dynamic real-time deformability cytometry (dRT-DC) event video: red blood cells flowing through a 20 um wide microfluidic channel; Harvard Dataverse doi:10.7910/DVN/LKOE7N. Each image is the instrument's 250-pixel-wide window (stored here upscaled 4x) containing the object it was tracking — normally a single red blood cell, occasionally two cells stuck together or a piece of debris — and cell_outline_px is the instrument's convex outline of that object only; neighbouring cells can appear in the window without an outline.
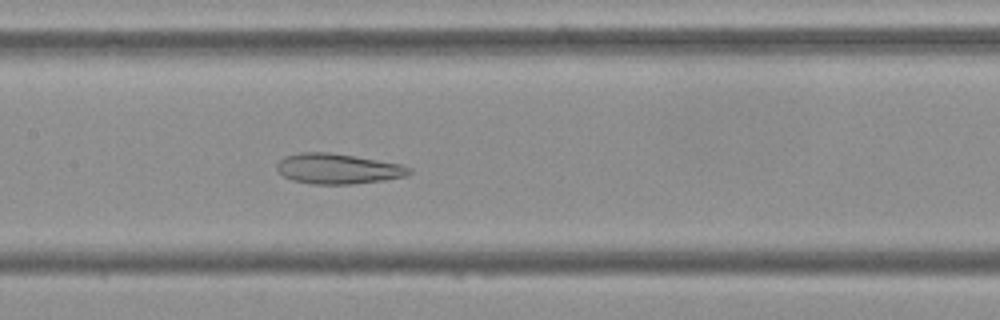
{"species": "Egyptian fruit bat (a non-hibernating species)", "species_latin": "Rousettus aegyptiacus", "temperature_condition": "cold", "stored_images_in_passage": 53, "camera_frame_rate_fps": 3000, "um_per_image_px": 0.085, "frame": {"image": 1, "passage_image": 25, "time_ms": 8.0, "image_size_px": [1000, 320], "cell_outline_px": [[412, 172], [404, 176], [384, 180], [352, 184], [312, 184], [292, 180], [284, 176], [276, 168], [276, 164], [284, 156], [300, 152], [328, 152], [400, 164], [412, 168]], "centroid_in_image_um": [28.69, 14.34], "position_along_channel_um": 178.7, "area_um2": 23.18}}
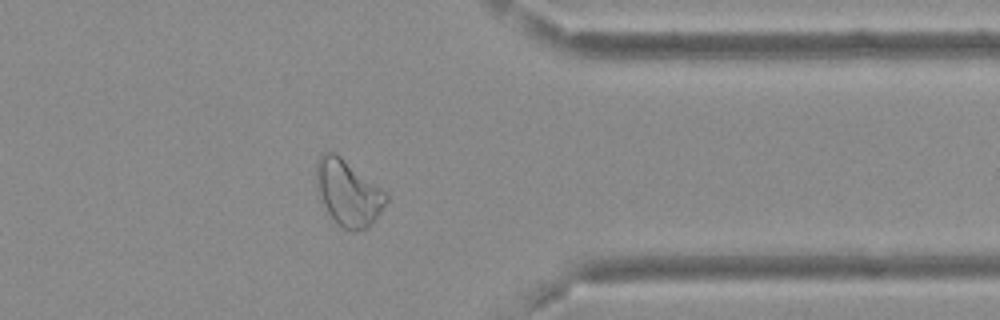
{"frame": {"image": 2, "passage_image": 42, "time_ms": 13.667, "image_size_px": [1000, 320], "cell_outline_px": [[388, 200], [380, 212], [368, 228], [356, 232], [352, 232], [344, 228], [328, 212], [316, 192], [316, 164], [320, 152], [336, 152], [388, 192]], "centroid_in_image_um": [29.59, 16.36], "position_along_channel_um": 381.8, "area_um2": 27.11}}
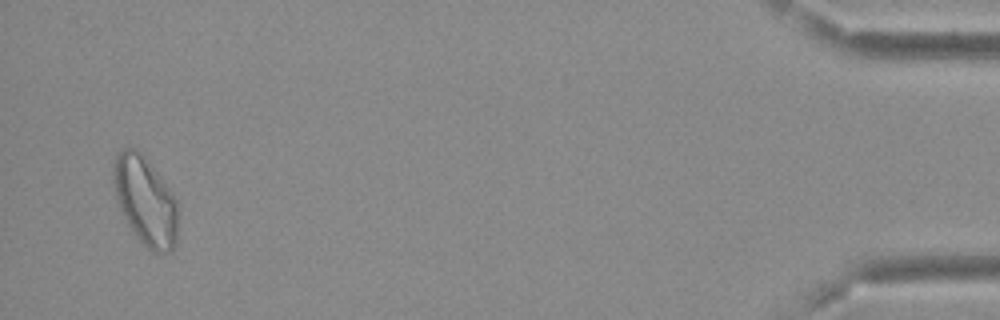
{"frame": {"image": 3, "passage_image": 51, "time_ms": 16.667, "image_size_px": [1000, 320], "cell_outline_px": [[176, 244], [172, 252], [152, 252], [132, 232], [120, 208], [116, 196], [112, 180], [112, 164], [116, 156], [128, 144], [136, 148], [144, 156], [160, 176], [172, 192], [176, 200]], "centroid_in_image_um": [12.32, 17.04], "position_along_channel_um": 422.9, "area_um2": 33.23}, "authors_computed_cell_mechanics": {"area_um2": 27.9752, "velocity_mm_per_s": 3.7751, "shape_relaxation_time_tau1_ms": null, "shape_relaxation_time_tau2_ms": 2.0791, "deformation_change_tau1": null, "deformation_change_tau2": 0.1021}}